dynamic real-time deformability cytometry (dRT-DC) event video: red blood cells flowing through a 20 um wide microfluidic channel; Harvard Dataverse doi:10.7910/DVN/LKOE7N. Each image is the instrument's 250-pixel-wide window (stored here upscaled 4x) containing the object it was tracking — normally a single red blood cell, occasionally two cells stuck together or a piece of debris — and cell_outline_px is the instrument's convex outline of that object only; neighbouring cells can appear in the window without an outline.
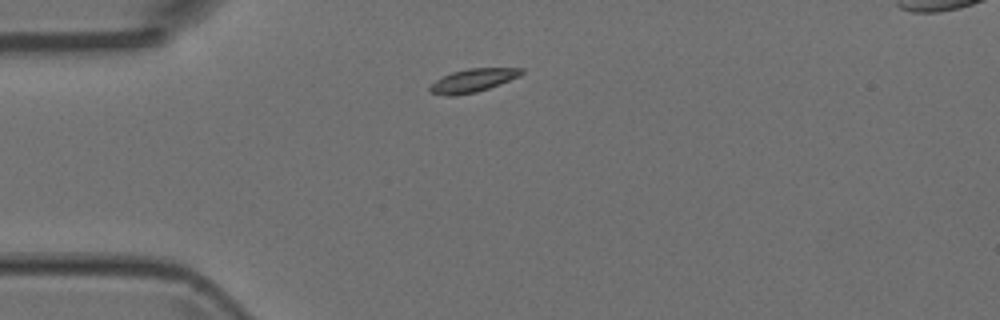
{"species": "Egyptian fruit bat (a non-hibernating species)", "species_latin": "Rousettus aegyptiacus", "temperature_condition": "room temperature", "stored_images_in_passage": 2, "camera_frame_rate_fps": 3000, "um_per_image_px": 0.085, "animal": {"sex": "female"}, "frame": {"image": 1, "passage_image": 1, "time_ms": 0.0, "image_size_px": [1000, 320], "cell_outline_px": [[524, 72], [520, 76], [500, 84], [476, 92], [452, 96], [448, 96], [428, 92], [428, 88], [436, 80], [452, 72], [468, 68], [524, 68]], "centroid_in_image_um": [40.2, 6.84], "position_along_channel_um": 44.8, "area_um2": 12.37}}